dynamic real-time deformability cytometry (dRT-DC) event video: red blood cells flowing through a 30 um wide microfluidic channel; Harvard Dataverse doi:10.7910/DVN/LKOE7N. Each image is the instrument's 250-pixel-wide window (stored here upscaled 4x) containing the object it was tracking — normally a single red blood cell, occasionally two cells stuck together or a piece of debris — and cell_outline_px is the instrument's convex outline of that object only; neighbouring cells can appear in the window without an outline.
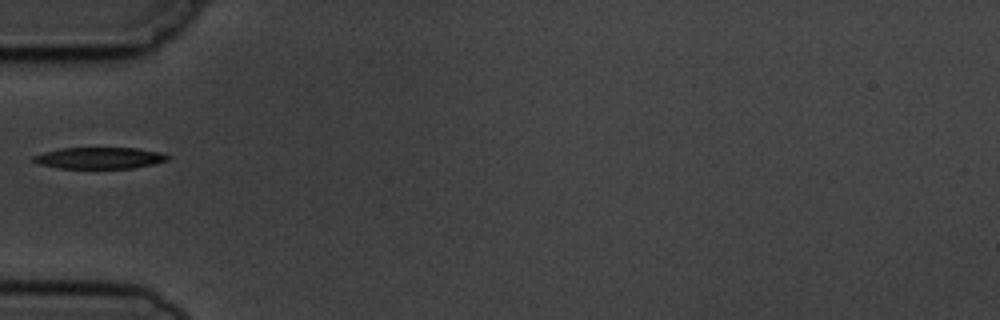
{"species": "common noctule bat (a hibernating species)", "species_latin": "Nyctalus noctula", "temperature_condition": "cold", "stored_images_in_passage": 6, "camera_frame_rate_fps": 3000, "um_per_image_px": 0.085, "animal": {"sex": "male", "body_mass_g": 19.5, "forearm_length_mm": 54.6}, "frame": {"image": 1, "passage_image": 6, "time_ms": 5.667, "image_size_px": [1000, 320], "cell_outline_px": [[172, 156], [168, 160], [152, 164], [132, 168], [60, 168], [40, 164], [32, 160], [32, 156], [44, 152], [60, 148], [136, 148], [160, 152]], "centroid_in_image_um": [8.47, 13.42], "position_along_channel_um": 76.5, "area_um2": 16.7}}